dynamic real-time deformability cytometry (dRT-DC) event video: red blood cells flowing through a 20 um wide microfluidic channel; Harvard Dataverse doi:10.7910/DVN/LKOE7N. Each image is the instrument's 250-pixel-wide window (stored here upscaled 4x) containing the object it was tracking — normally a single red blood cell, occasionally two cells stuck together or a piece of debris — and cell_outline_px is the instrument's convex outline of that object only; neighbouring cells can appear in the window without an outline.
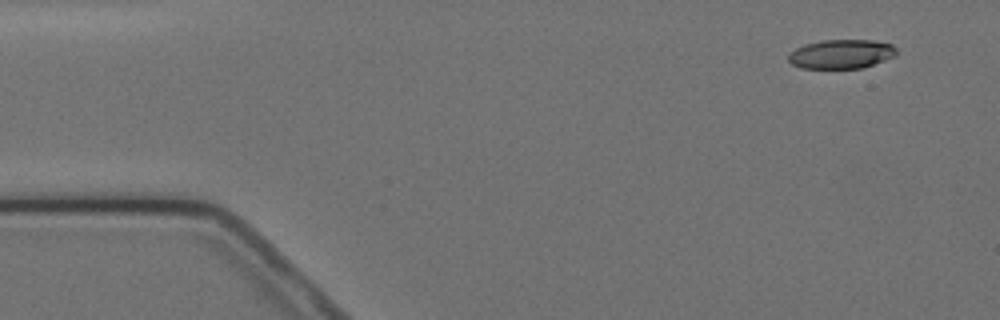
{"species": "Egyptian fruit bat (a non-hibernating species)", "species_latin": "Rousettus aegyptiacus", "temperature_condition": "cold", "stored_images_in_passage": 4, "camera_frame_rate_fps": 3000, "um_per_image_px": 0.085, "animal": {"sex": "female"}, "frame": {"image": 1, "passage_image": 1, "time_ms": 0.0, "image_size_px": [1000, 320], "cell_outline_px": [[896, 56], [860, 68], [800, 68], [792, 64], [788, 60], [788, 56], [796, 48], [804, 44], [820, 40], [872, 40], [892, 44], [896, 48]], "centroid_in_image_um": [71.5, 4.58], "position_along_channel_um": 13.5, "area_um2": 18.26}}